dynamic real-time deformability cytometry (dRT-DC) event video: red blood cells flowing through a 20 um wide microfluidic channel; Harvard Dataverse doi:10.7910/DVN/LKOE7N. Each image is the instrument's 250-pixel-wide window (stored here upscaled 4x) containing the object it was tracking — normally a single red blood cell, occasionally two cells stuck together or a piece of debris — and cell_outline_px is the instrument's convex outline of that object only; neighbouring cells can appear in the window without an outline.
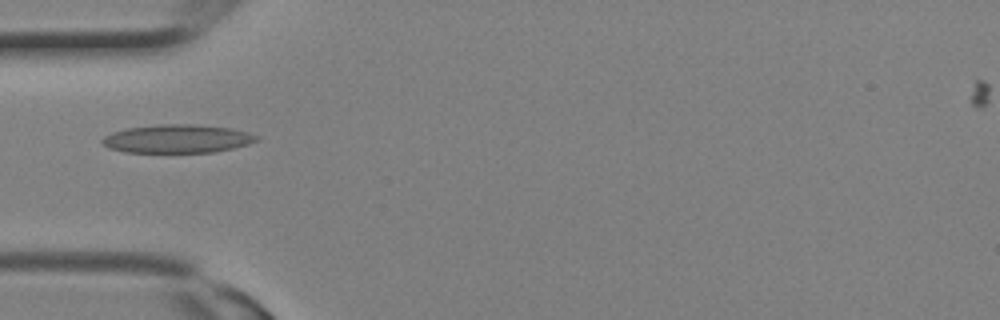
{"species": "Egyptian fruit bat (a non-hibernating species)", "species_latin": "Rousettus aegyptiacus", "temperature_condition": "room temperature", "stored_images_in_passage": 3, "camera_frame_rate_fps": 3000, "um_per_image_px": 0.085, "animal": {"sex": "female"}, "frame": {"image": 1, "passage_image": 3, "time_ms": 0.667, "image_size_px": [1000, 320], "cell_outline_px": [[260, 140], [248, 144], [232, 148], [212, 152], [124, 152], [108, 148], [100, 140], [104, 136], [112, 132], [128, 128], [160, 124], [192, 124], [232, 128], [248, 132], [260, 136]], "centroid_in_image_um": [15.09, 11.79], "position_along_channel_um": 69.9, "area_um2": 25.55}}